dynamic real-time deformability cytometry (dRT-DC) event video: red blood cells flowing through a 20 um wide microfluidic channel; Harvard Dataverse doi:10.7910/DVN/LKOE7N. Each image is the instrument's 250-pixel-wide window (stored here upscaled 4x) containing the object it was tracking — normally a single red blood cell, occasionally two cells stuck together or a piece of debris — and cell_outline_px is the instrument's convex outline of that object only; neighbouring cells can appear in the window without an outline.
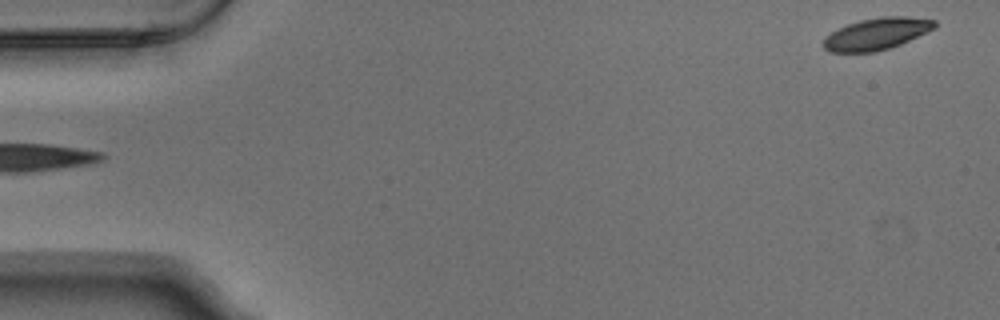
{"species": "Egyptian fruit bat (a non-hibernating species)", "species_latin": "Rousettus aegyptiacus", "temperature_condition": "warm", "stored_images_in_passage": 3, "camera_frame_rate_fps": 3000, "um_per_image_px": 0.085, "animal": {"sex": "male"}, "frame": {"image": 1, "passage_image": 3, "time_ms": 0.667, "image_size_px": [1000, 320], "cell_outline_px": [[936, 28], [900, 44], [876, 52], [828, 52], [824, 48], [824, 36], [848, 24], [860, 20], [884, 16], [908, 16], [936, 20]], "centroid_in_image_um": [74.53, 2.87], "position_along_channel_um": 10.5, "area_um2": 20.52}}